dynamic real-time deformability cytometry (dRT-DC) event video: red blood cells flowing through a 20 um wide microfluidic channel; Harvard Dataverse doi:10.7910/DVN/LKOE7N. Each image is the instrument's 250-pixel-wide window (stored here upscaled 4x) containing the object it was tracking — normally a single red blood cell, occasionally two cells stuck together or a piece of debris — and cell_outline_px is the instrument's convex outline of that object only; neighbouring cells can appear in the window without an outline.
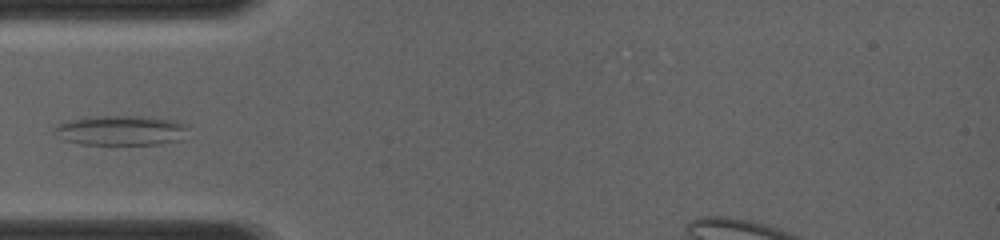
{"species": "common noctule bat (a hibernating species)", "species_latin": "Nyctalus noctula", "temperature_condition": "room temperature", "stored_images_in_passage": 32, "camera_frame_rate_fps": 4000, "um_per_image_px": 0.085, "animal": {"sex": "female", "body_mass_g": 19.0, "forearm_length_mm": 56.7}, "frame": {"image": 1, "passage_image": 1, "time_ms": 0.0, "image_size_px": [1000, 240], "cell_outline_px": [[188, 128], [180, 140], [160, 144], [80, 144], [64, 140], [56, 136], [52, 132], [52, 128], [56, 124], [68, 120], [88, 116], [152, 116], [176, 120], [184, 124]], "centroid_in_image_um": [10.22, 11.07], "position_along_channel_um": 74.8, "area_um2": 23.7}}
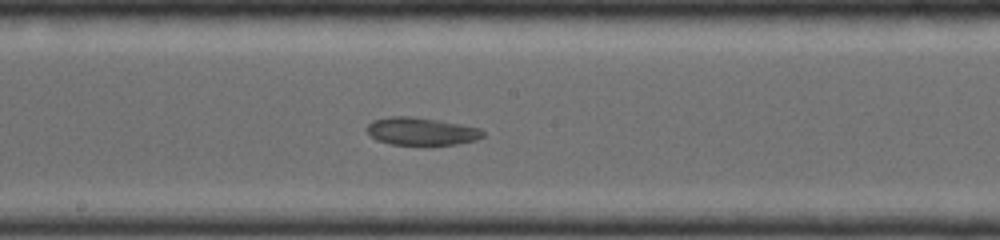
{"frame": {"image": 2, "passage_image": 16, "time_ms": 3.0, "image_size_px": [1000, 240], "cell_outline_px": [[484, 136], [476, 140], [456, 144], [392, 144], [376, 140], [368, 132], [368, 124], [372, 120], [388, 116], [412, 116], [460, 124], [480, 128], [484, 132]], "centroid_in_image_um": [35.81, 11.15], "position_along_channel_um": 212.4, "area_um2": 18.5}}
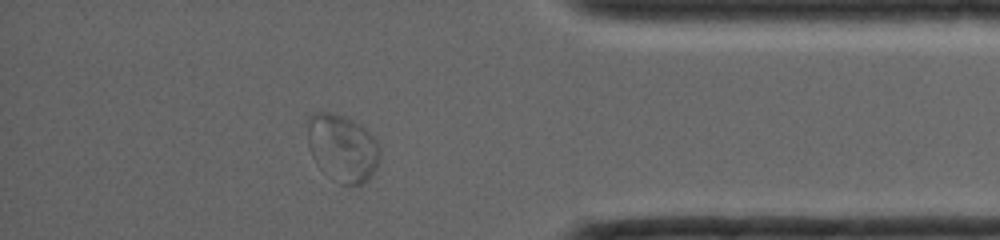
{"frame": {"image": 3, "passage_image": 28, "time_ms": 7.5, "image_size_px": [1000, 240], "cell_outline_px": [[380, 160], [372, 176], [364, 184], [340, 184], [324, 172], [316, 164], [312, 156], [308, 144], [308, 116], [312, 112], [332, 112], [344, 116], [360, 124], [376, 140], [380, 148]], "centroid_in_image_um": [29.11, 12.58], "position_along_channel_um": 406.1, "area_um2": 28.61}}